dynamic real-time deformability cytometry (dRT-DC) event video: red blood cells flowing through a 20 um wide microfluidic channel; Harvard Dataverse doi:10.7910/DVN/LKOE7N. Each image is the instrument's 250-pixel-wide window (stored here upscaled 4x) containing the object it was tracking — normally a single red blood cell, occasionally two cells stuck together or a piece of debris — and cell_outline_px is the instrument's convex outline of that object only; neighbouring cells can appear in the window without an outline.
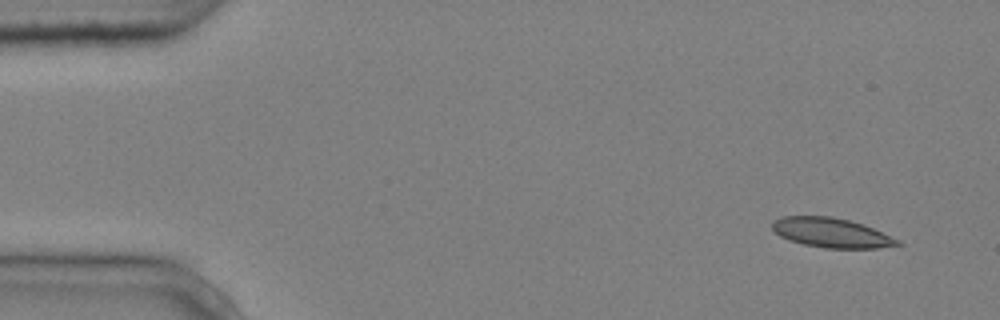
{"species": "common noctule bat (a hibernating species)", "species_latin": "Nyctalus noctula", "temperature_condition": "cold", "stored_images_in_passage": 5, "segment_of_instrument_passage": [1, 2], "camera_frame_rate_fps": 3000, "um_per_image_px": 0.085, "animal": {"sex": "male", "body_mass_g": 20.4}, "frame": {"image": 1, "passage_image": 1, "time_ms": 0.0, "image_size_px": [1000, 320], "cell_outline_px": [[904, 244], [876, 248], [824, 248], [804, 244], [788, 240], [780, 236], [772, 228], [772, 220], [784, 216], [832, 216], [864, 224], [900, 240]], "centroid_in_image_um": [70.67, 19.78], "position_along_channel_um": 14.3, "area_um2": 21.62}}
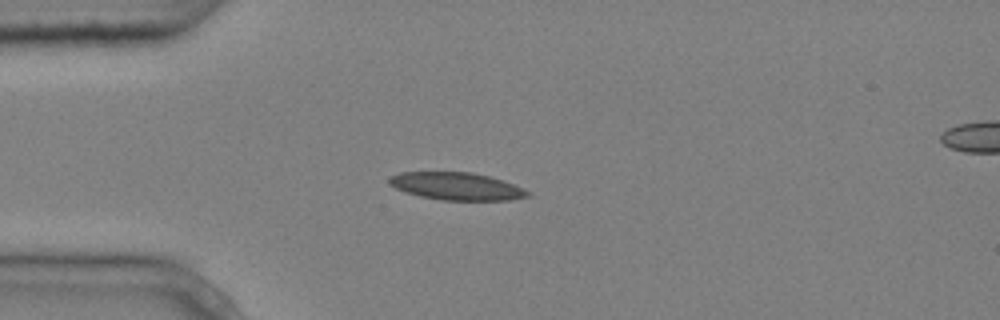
{"frame": {"image": 2, "passage_image": 4, "time_ms": 1.0, "image_size_px": [1000, 320], "cell_outline_px": [[532, 196], [508, 200], [440, 200], [420, 196], [404, 192], [388, 184], [388, 180], [392, 176], [400, 172], [472, 172], [488, 176], [524, 188], [532, 192]], "centroid_in_image_um": [38.82, 15.84], "position_along_channel_um": 46.2, "area_um2": 22.25}}